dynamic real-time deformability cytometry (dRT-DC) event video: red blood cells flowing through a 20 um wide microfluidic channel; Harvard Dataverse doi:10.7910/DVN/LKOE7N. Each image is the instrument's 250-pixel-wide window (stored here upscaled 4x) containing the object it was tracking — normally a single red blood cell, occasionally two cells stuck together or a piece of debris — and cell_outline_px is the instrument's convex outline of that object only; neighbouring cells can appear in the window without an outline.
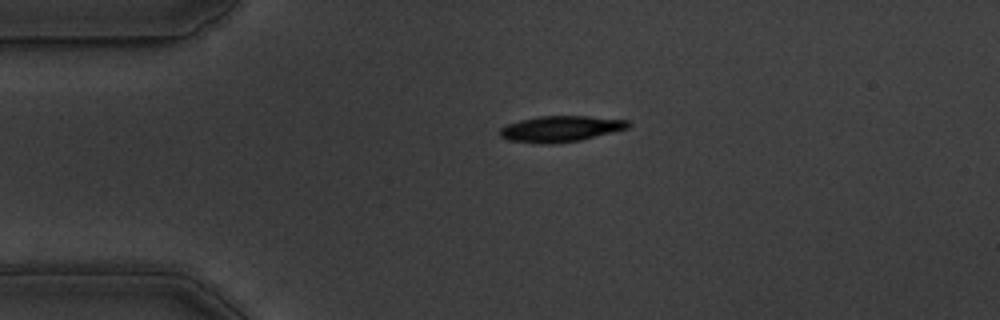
{"species": "common noctule bat (a hibernating species)", "species_latin": "Nyctalus noctula", "temperature_condition": "warm", "stored_images_in_passage": 44, "camera_frame_rate_fps": 3000, "um_per_image_px": 0.085, "animal": {"sex": "male", "body_mass_g": 19.5, "forearm_length_mm": 54.6}, "frame": {"image": 1, "passage_image": 1, "time_ms": 0.0, "image_size_px": [1000, 320], "cell_outline_px": [[632, 124], [628, 128], [580, 140], [508, 140], [500, 136], [500, 128], [508, 124], [520, 120], [540, 116], [588, 116], [628, 120]], "centroid_in_image_um": [47.74, 10.88], "position_along_channel_um": 37.3, "area_um2": 18.15}}
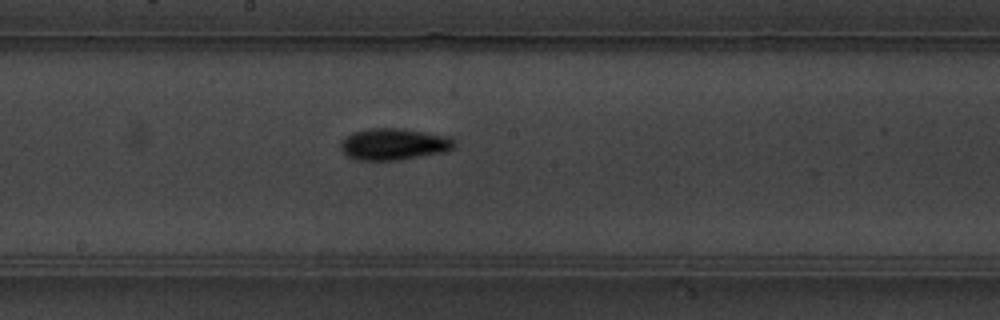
{"frame": {"image": 2, "passage_image": 18, "time_ms": 5.667, "image_size_px": [1000, 320], "cell_outline_px": [[456, 144], [452, 148], [444, 152], [400, 160], [356, 160], [348, 156], [340, 148], [340, 140], [344, 136], [352, 132], [368, 128], [400, 128], [448, 136], [456, 140]], "centroid_in_image_um": [33.44, 12.25], "position_along_channel_um": 214.8, "area_um2": 21.15}}
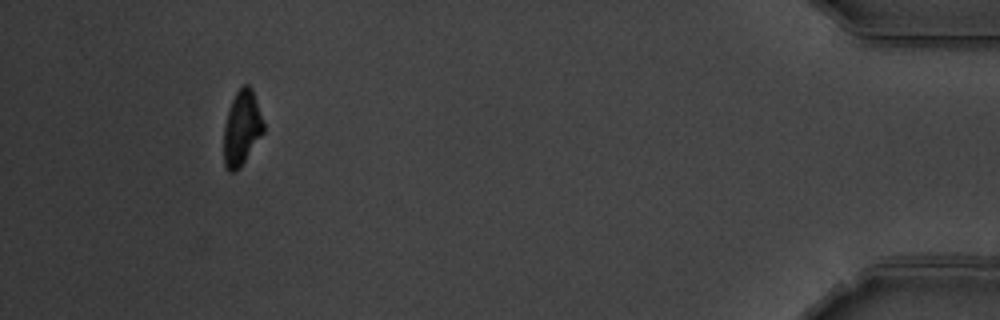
{"frame": {"image": 3, "passage_image": 40, "time_ms": 13.0, "image_size_px": [1000, 320], "cell_outline_px": [[264, 132], [240, 168], [232, 172], [228, 172], [224, 164], [224, 128], [228, 112], [232, 100], [236, 92], [244, 84], [248, 84], [252, 88], [264, 124]], "centroid_in_image_um": [20.55, 10.9], "position_along_channel_um": 414.6, "area_um2": 17.17}, "authors_computed_cell_mechanics": {"area_um2": 19.0451, "velocity_mm_per_s": 3.6551, "shape_relaxation_time_tau1_ms": 2.9273, "shape_relaxation_time_tau2_ms": null, "deformation_change_tau1": 0.1526, "deformation_change_tau2": null}}